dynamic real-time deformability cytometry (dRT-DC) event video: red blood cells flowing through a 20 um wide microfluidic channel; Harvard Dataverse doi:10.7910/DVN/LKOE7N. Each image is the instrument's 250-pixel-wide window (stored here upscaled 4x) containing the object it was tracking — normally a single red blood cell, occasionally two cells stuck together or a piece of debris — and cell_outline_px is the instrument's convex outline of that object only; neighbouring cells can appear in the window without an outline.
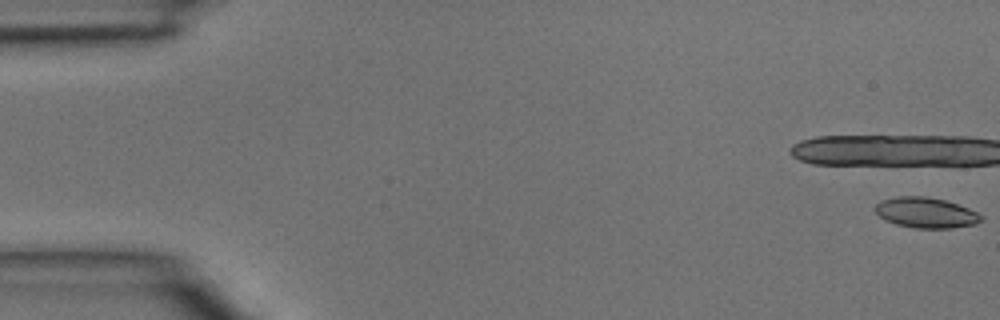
{"species": "common noctule bat (a hibernating species)", "species_latin": "Nyctalus noctula", "temperature_condition": "room temperature", "stored_images_in_passage": 3, "segment_of_instrument_passage": [2, 2], "camera_frame_rate_fps": 3000, "um_per_image_px": 0.085, "animal": {"sex": "male", "body_mass_g": 15.6}, "frame": {"image": 1, "passage_image": 3, "time_ms": 0.667, "image_size_px": [1000, 320], "cell_outline_px": [[984, 220], [976, 224], [952, 228], [916, 228], [896, 224], [884, 220], [872, 208], [880, 200], [896, 196], [924, 196], [944, 200], [968, 208], [984, 216]], "centroid_in_image_um": [78.69, 18.08], "position_along_channel_um": 6.3, "area_um2": 18.96}}